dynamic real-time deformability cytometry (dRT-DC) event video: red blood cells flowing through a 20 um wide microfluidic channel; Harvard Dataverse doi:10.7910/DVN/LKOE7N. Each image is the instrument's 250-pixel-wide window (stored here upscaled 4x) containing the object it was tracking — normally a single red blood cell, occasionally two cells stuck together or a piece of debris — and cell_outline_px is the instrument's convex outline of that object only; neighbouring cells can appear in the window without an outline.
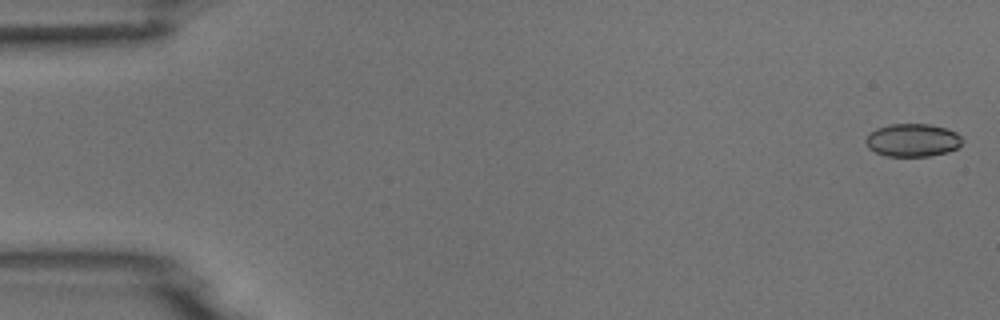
{"species": "common noctule bat (a hibernating species)", "species_latin": "Nyctalus noctula", "temperature_condition": "room temperature", "stored_images_in_passage": 6, "camera_frame_rate_fps": 3000, "um_per_image_px": 0.085, "animal": {"sex": "male", "body_mass_g": 18.8}, "frame": {"image": 1, "passage_image": 1, "time_ms": 0.0, "image_size_px": [1000, 320], "cell_outline_px": [[964, 140], [956, 148], [948, 152], [928, 156], [888, 156], [876, 152], [868, 148], [864, 140], [876, 128], [888, 124], [928, 124], [944, 128], [956, 132]], "centroid_in_image_um": [77.56, 11.91], "position_along_channel_um": 7.4, "area_um2": 18.44}}
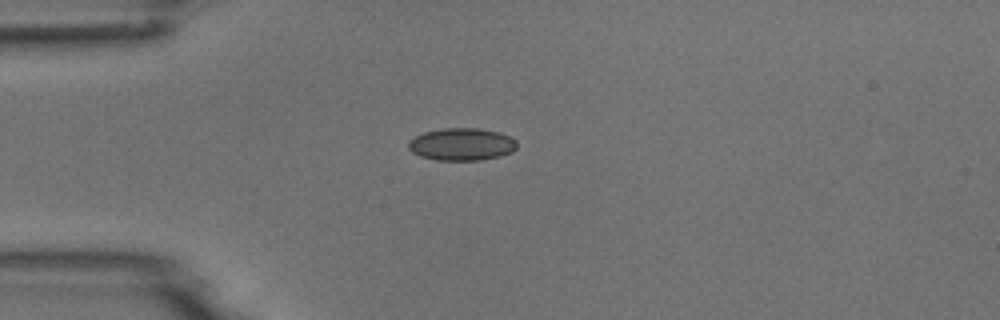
{"frame": {"image": 2, "passage_image": 4, "time_ms": 4.333, "image_size_px": [1000, 320], "cell_outline_px": [[516, 148], [512, 152], [500, 156], [480, 160], [436, 160], [420, 156], [412, 152], [408, 148], [408, 140], [424, 132], [444, 128], [476, 128], [496, 132], [508, 136], [516, 140]], "centroid_in_image_um": [39.22, 12.27], "position_along_channel_um": 45.8, "area_um2": 20.4}}
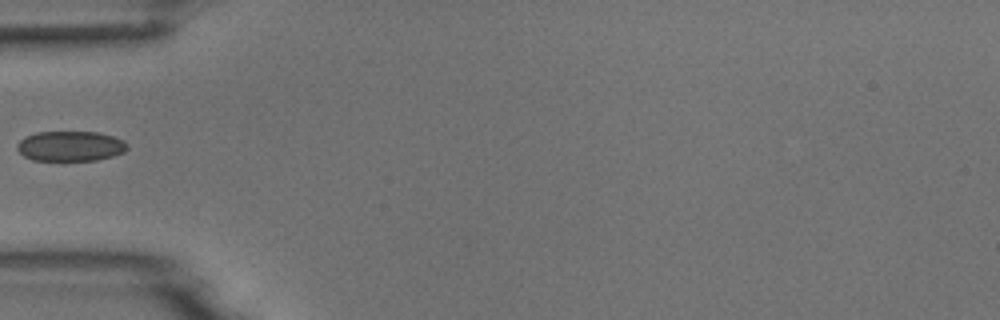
{"frame": {"image": 3, "passage_image": 5, "time_ms": 5.667, "image_size_px": [1000, 320], "cell_outline_px": [[128, 148], [124, 152], [112, 156], [96, 160], [32, 160], [24, 156], [16, 148], [16, 144], [24, 136], [36, 132], [100, 132], [124, 140], [128, 144]], "centroid_in_image_um": [5.98, 12.41], "position_along_channel_um": 79.0, "area_um2": 19.42}}